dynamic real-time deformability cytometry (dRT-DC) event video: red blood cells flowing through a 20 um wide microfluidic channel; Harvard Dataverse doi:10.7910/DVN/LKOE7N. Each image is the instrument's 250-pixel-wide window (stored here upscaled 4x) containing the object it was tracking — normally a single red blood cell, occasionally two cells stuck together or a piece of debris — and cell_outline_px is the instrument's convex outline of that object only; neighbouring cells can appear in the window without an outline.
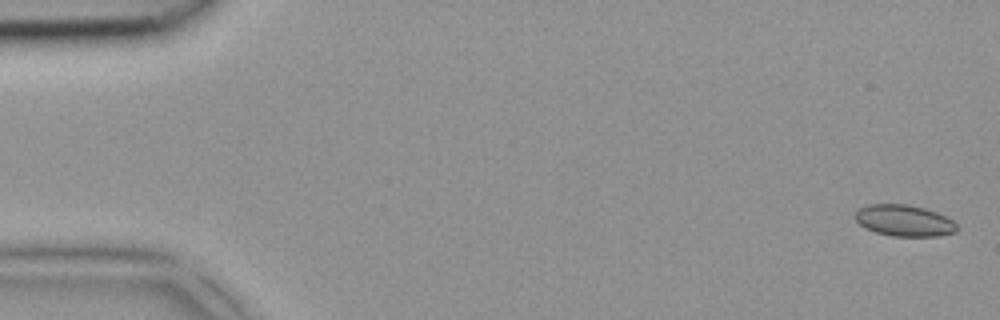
{"species": "common noctule bat (a hibernating species)", "species_latin": "Nyctalus noctula", "temperature_condition": "room temperature", "stored_images_in_passage": 5, "camera_frame_rate_fps": 3000, "um_per_image_px": 0.085, "animal": {"sex": "female", "body_mass_g": 18.4}, "frame": {"image": 1, "passage_image": 1, "time_ms": 0.0, "image_size_px": [1000, 320], "cell_outline_px": [[956, 232], [940, 236], [892, 236], [876, 232], [860, 224], [856, 220], [856, 212], [860, 208], [868, 204], [908, 204], [924, 208], [936, 212], [952, 220], [956, 224]], "centroid_in_image_um": [76.87, 18.75], "position_along_channel_um": 8.1, "area_um2": 18.38}}